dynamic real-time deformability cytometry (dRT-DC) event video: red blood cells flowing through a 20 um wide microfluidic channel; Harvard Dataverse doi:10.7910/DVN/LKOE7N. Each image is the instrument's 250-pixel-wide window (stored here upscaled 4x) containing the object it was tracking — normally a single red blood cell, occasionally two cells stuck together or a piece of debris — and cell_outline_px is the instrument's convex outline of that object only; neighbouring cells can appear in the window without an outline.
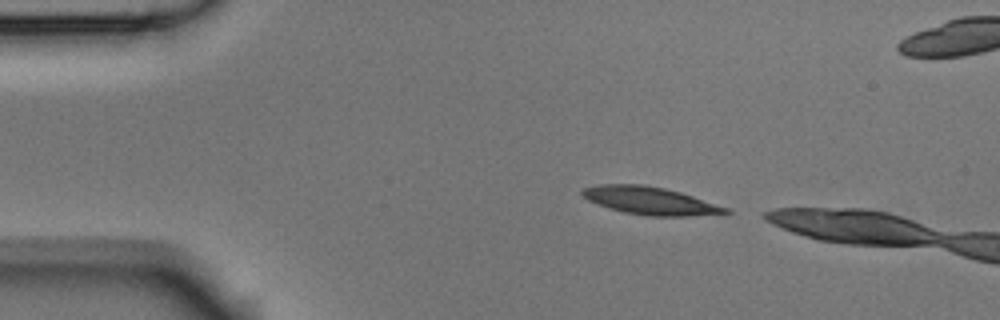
{"species": "Egyptian fruit bat (a non-hibernating species)", "species_latin": "Rousettus aegyptiacus", "temperature_condition": "room temperature", "stored_images_in_passage": 2, "camera_frame_rate_fps": 3000, "um_per_image_px": 0.085, "animal": {"sex": "male"}, "frame": {"image": 1, "passage_image": 1, "time_ms": 0.0, "image_size_px": [1000, 320], "cell_outline_px": [[732, 212], [688, 216], [644, 216], [624, 212], [608, 208], [588, 200], [580, 196], [580, 192], [584, 188], [600, 184], [644, 184], [664, 188], [680, 192], [728, 208]], "centroid_in_image_um": [55.19, 17.06], "position_along_channel_um": 29.8, "area_um2": 23.06}}